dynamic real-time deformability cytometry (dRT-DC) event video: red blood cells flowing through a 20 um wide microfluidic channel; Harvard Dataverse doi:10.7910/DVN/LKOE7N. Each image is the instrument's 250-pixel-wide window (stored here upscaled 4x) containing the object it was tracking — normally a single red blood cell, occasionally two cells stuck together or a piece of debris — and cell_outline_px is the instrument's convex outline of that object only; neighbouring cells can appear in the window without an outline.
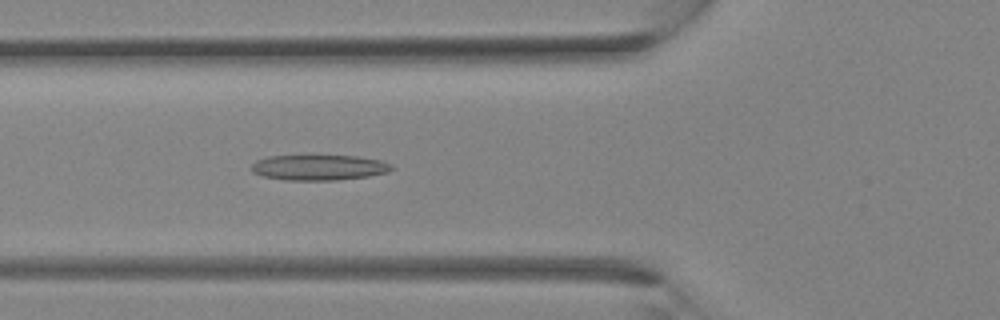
{"species": "Egyptian fruit bat (a non-hibernating species)", "species_latin": "Rousettus aegyptiacus", "temperature_condition": "room temperature", "stored_images_in_passage": 36, "camera_frame_rate_fps": 3000, "um_per_image_px": 0.085, "animal": {"sex": "female"}, "frame": {"image": 1, "passage_image": 13, "time_ms": 4.0, "image_size_px": [1000, 320], "cell_outline_px": [[392, 168], [388, 172], [368, 176], [336, 180], [284, 180], [264, 176], [252, 172], [252, 164], [256, 160], [268, 156], [356, 156], [380, 160], [392, 164]], "centroid_in_image_um": [27.1, 14.24], "position_along_channel_um": 98.7, "area_um2": 20.63}}
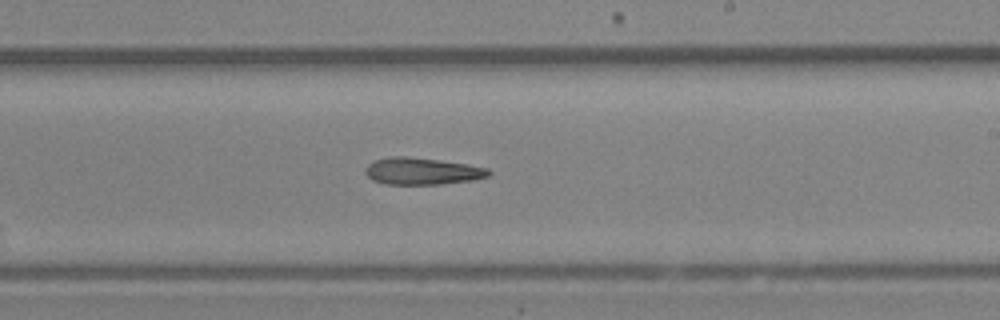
{"frame": {"image": 2, "passage_image": 21, "time_ms": 6.667, "image_size_px": [1000, 320], "cell_outline_px": [[492, 172], [488, 176], [472, 180], [440, 184], [384, 184], [372, 180], [364, 172], [364, 168], [368, 164], [376, 160], [388, 156], [404, 156], [468, 164], [488, 168]], "centroid_in_image_um": [35.85, 14.55], "position_along_channel_um": 253.1, "area_um2": 19.31}}
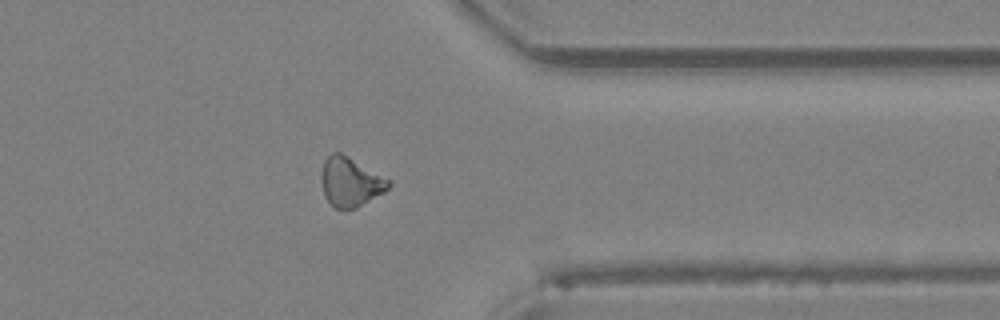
{"frame": {"image": 3, "passage_image": 28, "time_ms": 9.0, "image_size_px": [1000, 320], "cell_outline_px": [[392, 184], [384, 192], [356, 208], [344, 212], [336, 208], [324, 196], [320, 180], [320, 176], [324, 160], [332, 152], [340, 152], [392, 180]], "centroid_in_image_um": [29.78, 15.48], "position_along_channel_um": 381.6, "area_um2": 19.59}}